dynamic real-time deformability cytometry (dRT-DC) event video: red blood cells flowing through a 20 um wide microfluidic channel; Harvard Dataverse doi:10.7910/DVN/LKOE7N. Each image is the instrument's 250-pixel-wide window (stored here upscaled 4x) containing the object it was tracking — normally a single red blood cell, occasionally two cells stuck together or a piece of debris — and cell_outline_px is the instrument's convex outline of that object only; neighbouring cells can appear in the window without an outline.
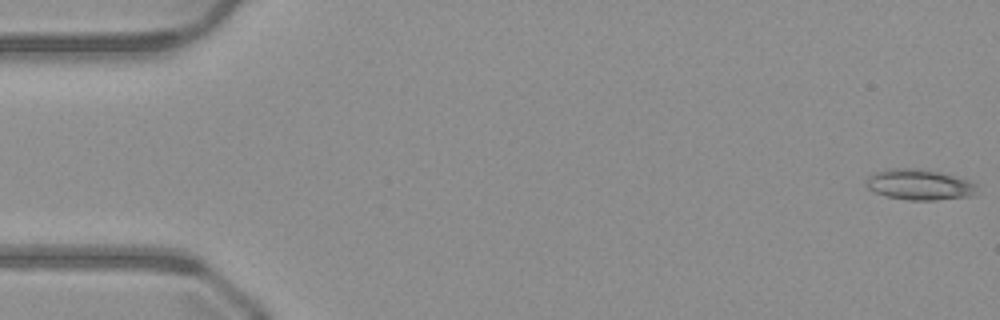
{"species": "common noctule bat (a hibernating species)", "species_latin": "Nyctalus noctula", "temperature_condition": "warm", "stored_images_in_passage": 48, "camera_frame_rate_fps": 3000, "um_per_image_px": 0.085, "animal": {"sex": "male", "body_mass_g": 23.1, "forearm_length_mm": 52.7}, "frame": {"image": 1, "passage_image": 1, "time_ms": 0.0, "image_size_px": [1000, 320], "cell_outline_px": [[976, 184], [972, 196], [936, 200], [908, 200], [888, 196], [876, 192], [868, 188], [864, 184], [868, 176], [872, 172], [884, 168], [916, 168], [940, 172], [968, 180]], "centroid_in_image_um": [78.07, 15.67], "position_along_channel_um": 6.9, "area_um2": 19.83}}
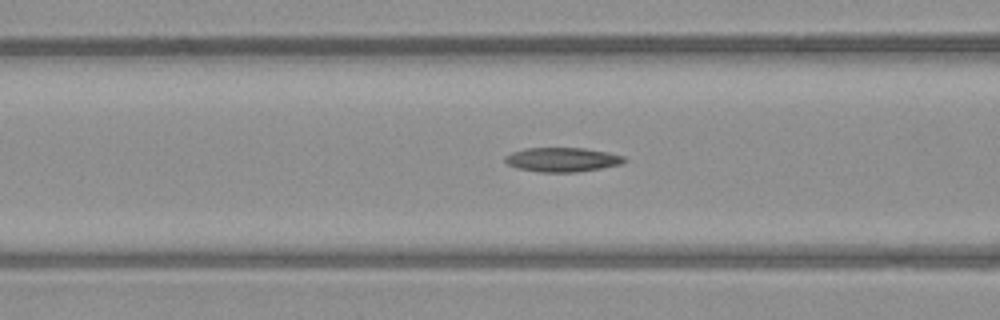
{"frame": {"image": 2, "passage_image": 20, "time_ms": 6.333, "image_size_px": [1000, 320], "cell_outline_px": [[628, 160], [620, 164], [600, 168], [576, 172], [540, 172], [516, 168], [508, 164], [504, 160], [504, 156], [512, 152], [528, 148], [584, 148], [608, 152], [624, 156]], "centroid_in_image_um": [47.79, 13.57], "position_along_channel_um": 118.8, "area_um2": 16.82}}
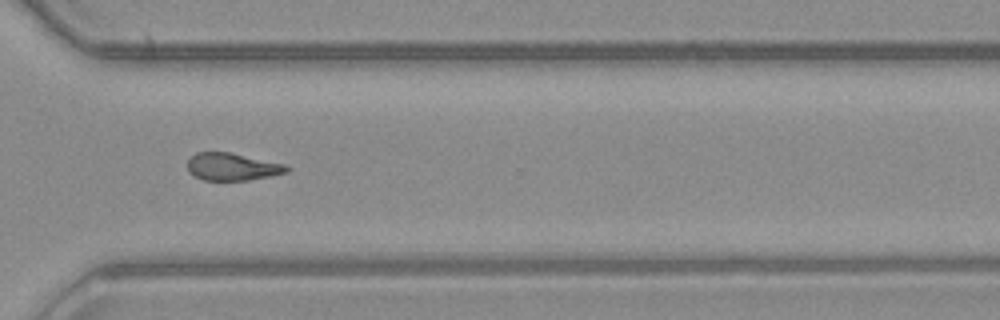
{"frame": {"image": 3, "passage_image": 37, "time_ms": 12.0, "image_size_px": [1000, 320], "cell_outline_px": [[292, 168], [288, 172], [272, 176], [248, 180], [204, 180], [188, 172], [188, 160], [196, 152], [228, 152], [288, 164]], "centroid_in_image_um": [19.81, 14.17], "position_along_channel_um": 350.8, "area_um2": 16.01}}